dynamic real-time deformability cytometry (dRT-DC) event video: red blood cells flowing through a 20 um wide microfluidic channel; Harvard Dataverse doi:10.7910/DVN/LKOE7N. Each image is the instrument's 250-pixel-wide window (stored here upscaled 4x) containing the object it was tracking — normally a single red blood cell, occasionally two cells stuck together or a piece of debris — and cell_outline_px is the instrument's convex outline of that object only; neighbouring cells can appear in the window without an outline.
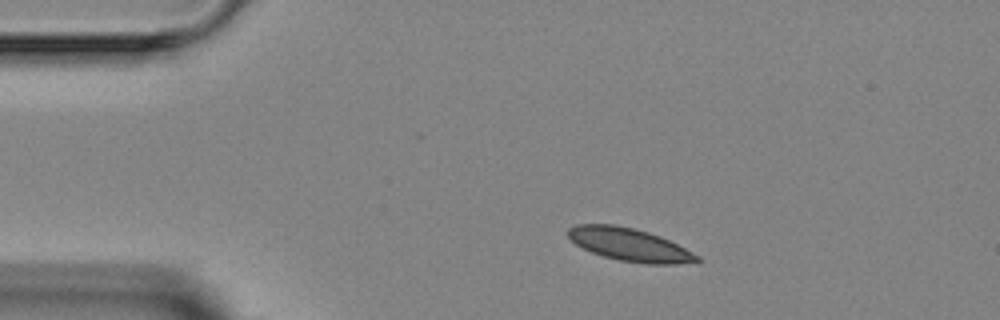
{"species": "Egyptian fruit bat (a non-hibernating species)", "species_latin": "Rousettus aegyptiacus", "temperature_condition": "room temperature", "stored_images_in_passage": 2, "camera_frame_rate_fps": 3000, "um_per_image_px": 0.085, "animal": {"sex": "female"}, "frame": {"image": 1, "passage_image": 1, "time_ms": 0.0, "image_size_px": [1000, 320], "cell_outline_px": [[700, 260], [676, 264], [648, 264], [620, 260], [604, 256], [592, 252], [576, 244], [568, 236], [568, 228], [576, 224], [612, 224], [632, 228], [648, 232], [660, 236], [700, 256]], "centroid_in_image_um": [53.49, 20.79], "position_along_channel_um": 31.5, "area_um2": 24.28}}